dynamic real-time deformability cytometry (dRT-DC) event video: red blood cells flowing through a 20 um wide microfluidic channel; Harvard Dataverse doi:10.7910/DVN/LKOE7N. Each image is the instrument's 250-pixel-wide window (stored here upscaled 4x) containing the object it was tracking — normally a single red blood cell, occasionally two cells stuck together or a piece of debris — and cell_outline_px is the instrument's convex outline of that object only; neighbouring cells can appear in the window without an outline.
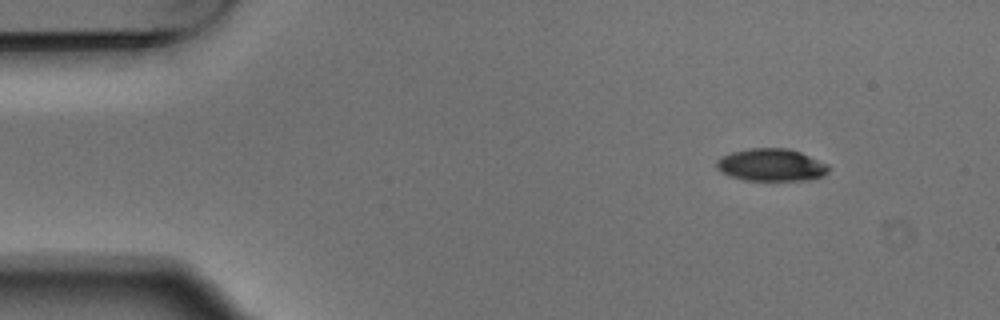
{"species": "Egyptian fruit bat (a non-hibernating species)", "species_latin": "Rousettus aegyptiacus", "temperature_condition": "warm", "stored_images_in_passage": 4, "camera_frame_rate_fps": 3000, "um_per_image_px": 0.085, "animal": {"sex": "male"}, "frame": {"image": 1, "passage_image": 1, "time_ms": 0.0, "image_size_px": [1000, 320], "cell_outline_px": [[828, 172], [812, 180], [744, 180], [732, 176], [716, 168], [716, 160], [720, 156], [732, 152], [752, 148], [788, 148], [800, 152], [828, 164]], "centroid_in_image_um": [65.55, 14.01], "position_along_channel_um": 19.4, "area_um2": 21.04}}